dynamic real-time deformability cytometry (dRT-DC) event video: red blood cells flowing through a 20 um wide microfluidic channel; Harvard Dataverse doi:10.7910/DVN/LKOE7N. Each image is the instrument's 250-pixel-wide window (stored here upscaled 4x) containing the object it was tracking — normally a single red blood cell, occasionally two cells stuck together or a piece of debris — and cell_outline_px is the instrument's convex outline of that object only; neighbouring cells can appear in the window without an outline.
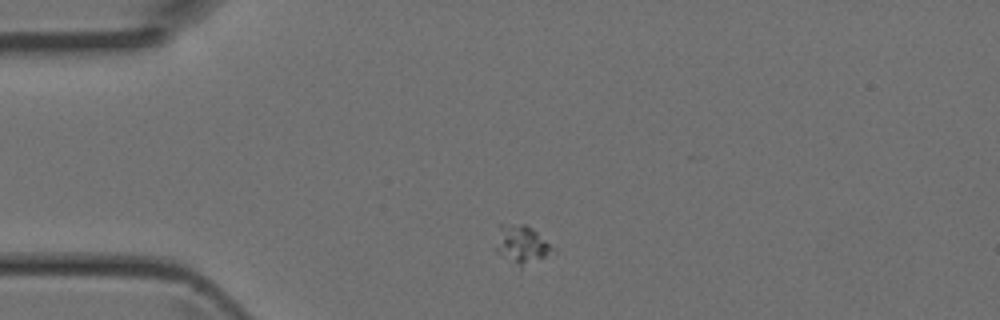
{"species": "Egyptian fruit bat (a non-hibernating species)", "species_latin": "Rousettus aegyptiacus", "temperature_condition": "room temperature", "stored_images_in_passage": 3, "camera_frame_rate_fps": 3000, "um_per_image_px": 0.085, "animal": {"sex": "female"}, "frame": {"image": 1, "passage_image": 1, "time_ms": 0.0, "image_size_px": [1000, 320], "cell_outline_px": [[556, 252], [520, 264], [496, 252], [496, 248], [500, 224], [524, 224], [532, 228], [556, 248]], "centroid_in_image_um": [44.38, 20.69], "position_along_channel_um": 40.6, "area_um2": 11.85}}
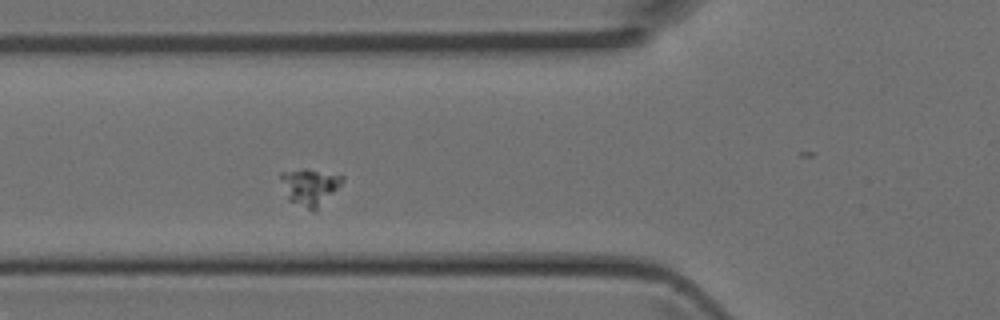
{"frame": {"image": 2, "passage_image": 3, "time_ms": 0.667, "image_size_px": [1000, 320], "cell_outline_px": [[344, 180], [312, 212], [288, 200], [280, 176], [280, 172], [300, 168], [304, 168], [344, 176]], "centroid_in_image_um": [26.28, 15.85], "position_along_channel_um": 99.5, "area_um2": 12.77}}